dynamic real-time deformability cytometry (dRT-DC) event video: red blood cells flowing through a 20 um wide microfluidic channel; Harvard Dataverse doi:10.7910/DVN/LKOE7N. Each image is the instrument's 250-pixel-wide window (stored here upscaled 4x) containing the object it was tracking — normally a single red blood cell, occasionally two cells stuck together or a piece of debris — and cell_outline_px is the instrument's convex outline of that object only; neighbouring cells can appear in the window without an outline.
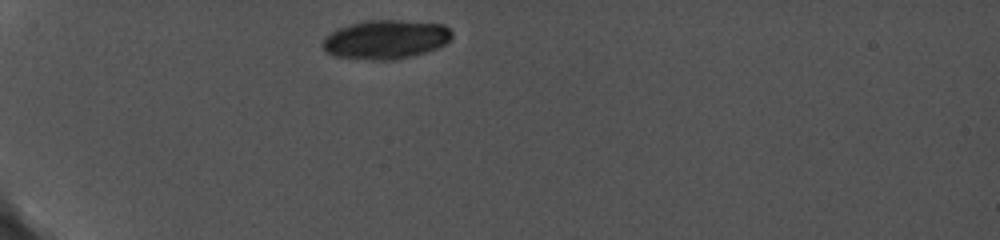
{"species": "common noctule bat (a hibernating species)", "species_latin": "Nyctalus noctula", "temperature_condition": "cold", "stored_images_in_passage": 2, "camera_frame_rate_fps": 5000, "um_per_image_px": 0.085, "animal": {"sex": "female", "body_mass_g": 19.0, "forearm_length_mm": 56.7}, "frame": {"image": 1, "passage_image": 1, "time_ms": 0.0, "image_size_px": [1000, 240], "cell_outline_px": [[452, 36], [440, 48], [428, 52], [396, 60], [372, 60], [332, 56], [324, 52], [320, 44], [332, 32], [340, 28], [352, 24], [372, 20], [396, 20], [444, 24], [452, 32]], "centroid_in_image_um": [32.8, 3.38], "position_along_channel_um": 52.2, "area_um2": 29.42}}